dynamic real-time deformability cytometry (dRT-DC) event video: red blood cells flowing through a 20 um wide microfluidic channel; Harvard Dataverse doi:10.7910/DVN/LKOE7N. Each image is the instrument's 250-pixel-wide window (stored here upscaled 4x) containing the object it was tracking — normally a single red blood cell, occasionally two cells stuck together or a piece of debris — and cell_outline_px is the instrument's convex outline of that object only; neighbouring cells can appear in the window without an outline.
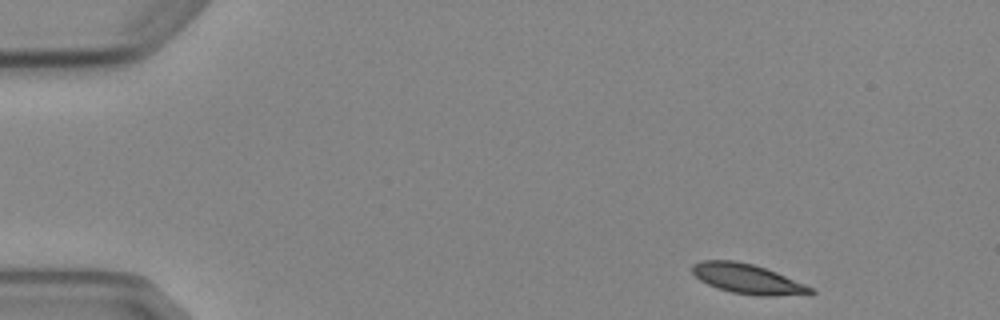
{"species": "Egyptian fruit bat (a non-hibernating species)", "species_latin": "Rousettus aegyptiacus", "temperature_condition": "cold", "stored_images_in_passage": 3, "camera_frame_rate_fps": 3000, "um_per_image_px": 0.085, "animal": {"sex": "female"}, "frame": {"image": 1, "passage_image": 1, "time_ms": 0.0, "image_size_px": [1000, 320], "cell_outline_px": [[816, 292], [812, 296], [756, 296], [732, 292], [716, 288], [700, 280], [692, 272], [692, 264], [700, 260], [732, 260], [752, 264], [776, 272], [804, 284], [812, 288]], "centroid_in_image_um": [63.59, 23.73], "position_along_channel_um": 21.4, "area_um2": 20.81}}